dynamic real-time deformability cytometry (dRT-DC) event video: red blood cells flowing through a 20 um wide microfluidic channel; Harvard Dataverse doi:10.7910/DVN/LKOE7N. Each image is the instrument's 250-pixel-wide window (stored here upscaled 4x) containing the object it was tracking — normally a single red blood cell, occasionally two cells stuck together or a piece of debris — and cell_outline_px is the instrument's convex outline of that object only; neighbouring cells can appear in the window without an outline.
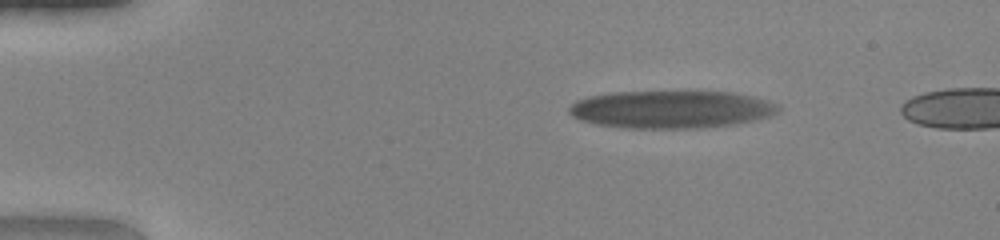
{"species": "human", "species_latin": "Homo sapiens", "temperature_condition": "warm", "stored_images_in_passage": 42, "camera_frame_rate_fps": 3000, "um_per_image_px": 0.085, "donor": {"sex": "female"}, "frame": {"image": 1, "passage_image": 1, "time_ms": 0.0, "image_size_px": [1000, 240], "cell_outline_px": [[776, 108], [772, 112], [760, 116], [728, 124], [700, 128], [624, 128], [596, 124], [584, 120], [576, 116], [568, 108], [572, 104], [580, 100], [592, 96], [620, 92], [720, 92], [744, 96], [772, 104]], "centroid_in_image_um": [56.84, 9.31], "position_along_channel_um": 28.2, "area_um2": 43.41}}
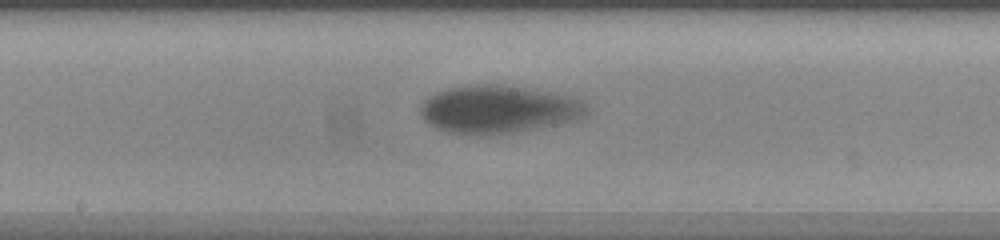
{"frame": {"image": 2, "passage_image": 21, "time_ms": 6.667, "image_size_px": [1000, 240], "cell_outline_px": [[584, 112], [580, 116], [568, 120], [516, 132], [496, 136], [476, 136], [448, 132], [436, 128], [424, 120], [424, 104], [436, 92], [448, 88], [464, 84], [508, 84], [568, 96], [580, 100], [584, 104]], "centroid_in_image_um": [42.28, 9.29], "position_along_channel_um": 205.9, "area_um2": 45.6}}
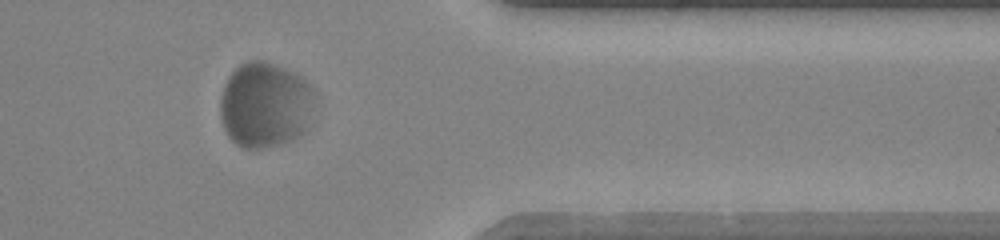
{"frame": {"image": 3, "passage_image": 36, "time_ms": 11.667, "image_size_px": [1000, 240], "cell_outline_px": [[308, 92], [304, 128], [300, 136], [292, 140], [260, 148], [244, 148], [236, 144], [228, 136], [224, 128], [220, 112], [220, 100], [224, 84], [228, 76], [240, 64], [248, 60], [264, 60], [292, 72], [300, 76], [308, 84]], "centroid_in_image_um": [22.38, 8.9], "position_along_channel_um": 389.0, "area_um2": 45.37}}